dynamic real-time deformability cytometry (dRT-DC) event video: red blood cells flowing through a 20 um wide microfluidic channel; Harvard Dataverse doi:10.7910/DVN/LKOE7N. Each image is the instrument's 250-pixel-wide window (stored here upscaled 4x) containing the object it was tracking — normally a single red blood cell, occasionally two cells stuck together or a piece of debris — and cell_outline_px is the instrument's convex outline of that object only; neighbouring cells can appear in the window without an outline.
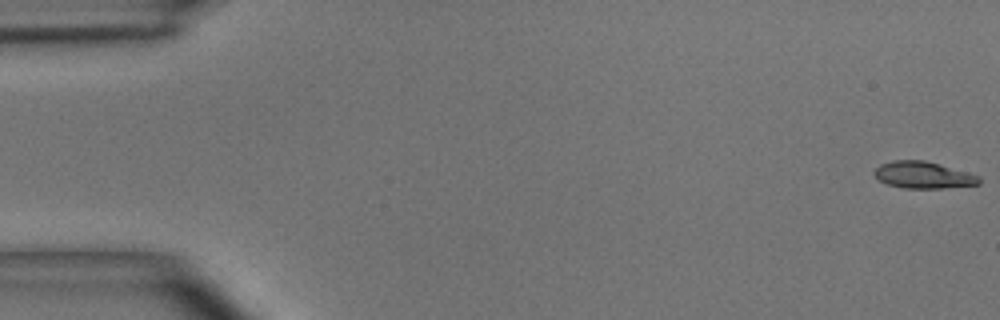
{"species": "common noctule bat (a hibernating species)", "species_latin": "Nyctalus noctula", "temperature_condition": "room temperature", "stored_images_in_passage": 5, "camera_frame_rate_fps": 3000, "um_per_image_px": 0.085, "animal": {"sex": "male", "body_mass_g": 15.6}, "frame": {"image": 1, "passage_image": 1, "time_ms": 0.0, "image_size_px": [1000, 320], "cell_outline_px": [[980, 184], [944, 188], [904, 188], [888, 184], [880, 180], [872, 172], [880, 164], [892, 160], [924, 160], [940, 164], [968, 172], [980, 176]], "centroid_in_image_um": [78.48, 14.87], "position_along_channel_um": 6.5, "area_um2": 16.36}}